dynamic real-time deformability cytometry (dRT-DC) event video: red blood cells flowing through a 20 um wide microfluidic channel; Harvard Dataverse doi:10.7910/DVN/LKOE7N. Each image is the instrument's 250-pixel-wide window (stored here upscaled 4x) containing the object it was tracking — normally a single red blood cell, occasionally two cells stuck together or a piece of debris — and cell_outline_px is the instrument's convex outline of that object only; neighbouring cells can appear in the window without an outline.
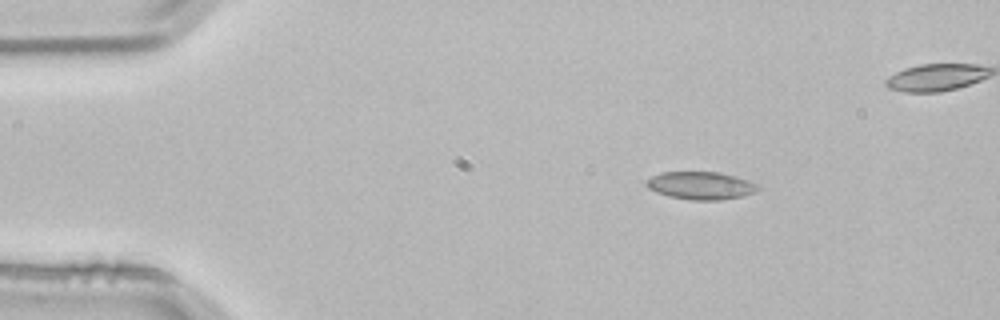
{"species": "common noctule bat (a hibernating species)", "species_latin": "Nyctalus noctula", "temperature_condition": "room temperature", "stored_images_in_passage": 3, "camera_frame_rate_fps": 3000, "um_per_image_px": 0.085, "animal": {"sex": "male", "body_mass_g": 21.5, "forearm_length_mm": 52.0}, "frame": {"image": 1, "passage_image": 1, "time_ms": 0.0, "image_size_px": [1000, 320], "cell_outline_px": [[760, 188], [744, 196], [720, 200], [692, 200], [668, 196], [656, 192], [648, 188], [644, 184], [644, 180], [660, 172], [716, 172], [736, 176], [748, 180], [756, 184]], "centroid_in_image_um": [59.51, 15.77], "position_along_channel_um": 25.5, "area_um2": 18.09}}